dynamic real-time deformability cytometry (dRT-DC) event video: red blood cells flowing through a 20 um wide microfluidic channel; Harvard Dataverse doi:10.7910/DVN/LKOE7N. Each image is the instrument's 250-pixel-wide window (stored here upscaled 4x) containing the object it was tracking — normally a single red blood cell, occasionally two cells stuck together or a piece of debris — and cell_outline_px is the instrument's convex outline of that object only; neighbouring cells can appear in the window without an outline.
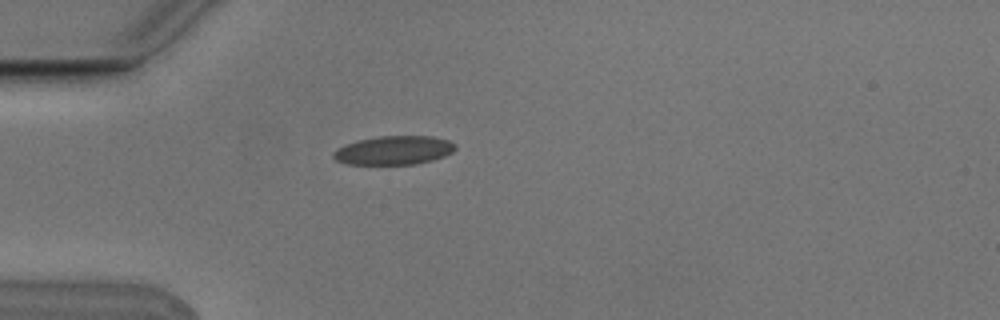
{"species": "Egyptian fruit bat (a non-hibernating species)", "species_latin": "Rousettus aegyptiacus", "temperature_condition": "cold", "stored_images_in_passage": 1, "camera_frame_rate_fps": 3000, "um_per_image_px": 0.085, "animal": {"sex": "male"}, "frame": {"image": 1, "passage_image": 1, "time_ms": 0.0, "image_size_px": [1000, 320], "cell_outline_px": [[456, 148], [452, 152], [444, 156], [432, 160], [416, 164], [348, 164], [336, 160], [332, 156], [332, 152], [336, 148], [344, 144], [360, 140], [380, 136], [432, 136], [448, 140], [456, 144]], "centroid_in_image_um": [33.47, 12.77], "position_along_channel_um": 51.5, "area_um2": 20.46}}